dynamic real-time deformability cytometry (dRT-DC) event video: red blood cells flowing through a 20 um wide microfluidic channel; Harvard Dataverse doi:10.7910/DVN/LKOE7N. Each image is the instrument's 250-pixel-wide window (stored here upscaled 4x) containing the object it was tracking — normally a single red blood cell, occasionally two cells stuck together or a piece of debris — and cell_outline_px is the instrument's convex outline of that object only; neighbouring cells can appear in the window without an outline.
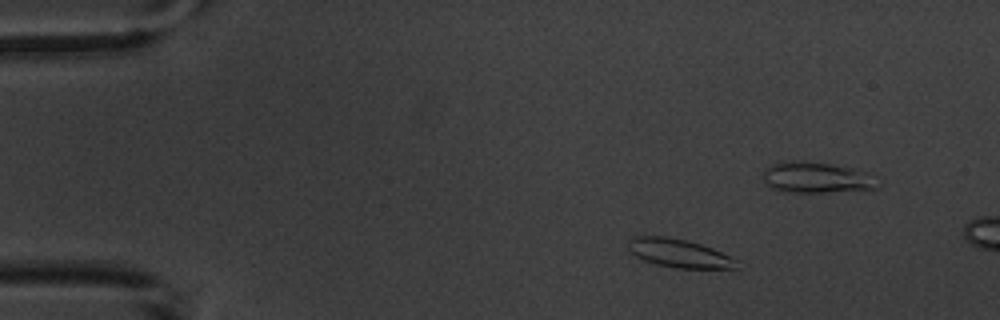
{"species": "common noctule bat (a hibernating species)", "species_latin": "Nyctalus noctula", "temperature_condition": "warm", "stored_images_in_passage": 6, "camera_frame_rate_fps": 3000, "um_per_image_px": 0.085, "animal": {"sex": "male", "body_mass_g": 20.1, "forearm_length_mm": 53.5}, "frame": {"image": 1, "passage_image": 3, "time_ms": 2.333, "image_size_px": [1000, 320], "cell_outline_px": [[740, 268], [676, 268], [656, 264], [644, 260], [636, 256], [628, 248], [628, 240], [632, 236], [664, 236], [688, 240], [712, 248], [732, 256], [740, 260]], "centroid_in_image_um": [57.77, 21.52], "position_along_channel_um": 27.2, "area_um2": 18.21}}